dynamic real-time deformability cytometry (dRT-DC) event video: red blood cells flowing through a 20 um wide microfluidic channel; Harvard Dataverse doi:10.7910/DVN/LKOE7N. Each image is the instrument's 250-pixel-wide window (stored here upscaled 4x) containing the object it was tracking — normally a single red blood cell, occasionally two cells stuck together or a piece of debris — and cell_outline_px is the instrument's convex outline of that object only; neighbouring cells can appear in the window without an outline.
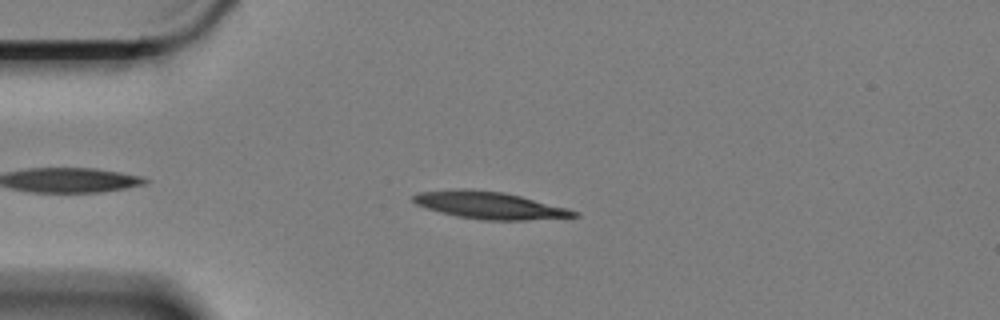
{"species": "Egyptian fruit bat (a non-hibernating species)", "species_latin": "Rousettus aegyptiacus", "temperature_condition": "cold", "stored_images_in_passage": 52, "camera_frame_rate_fps": 3000, "um_per_image_px": 0.085, "animal": {"sex": "female"}, "frame": {"image": 1, "passage_image": 7, "time_ms": 2.0, "image_size_px": [1000, 320], "cell_outline_px": [[580, 216], [528, 220], [480, 220], [456, 216], [440, 212], [416, 204], [412, 200], [412, 196], [420, 192], [460, 188], [472, 188], [504, 192], [568, 208], [580, 212]], "centroid_in_image_um": [41.62, 17.44], "position_along_channel_um": 43.4, "area_um2": 25.61}}
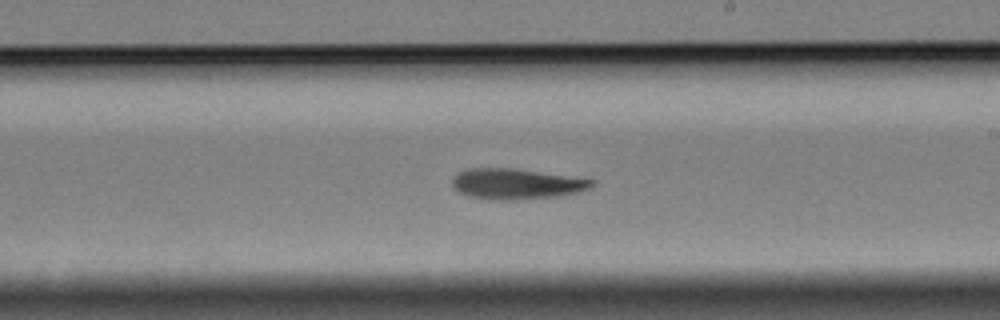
{"frame": {"image": 2, "passage_image": 27, "time_ms": 8.667, "image_size_px": [1000, 320], "cell_outline_px": [[596, 184], [592, 188], [580, 192], [560, 196], [512, 200], [488, 200], [468, 196], [460, 192], [452, 184], [452, 180], [464, 168], [516, 168], [584, 176], [596, 180]], "centroid_in_image_um": [44.05, 15.61], "position_along_channel_um": 245.0, "area_um2": 25.78}}
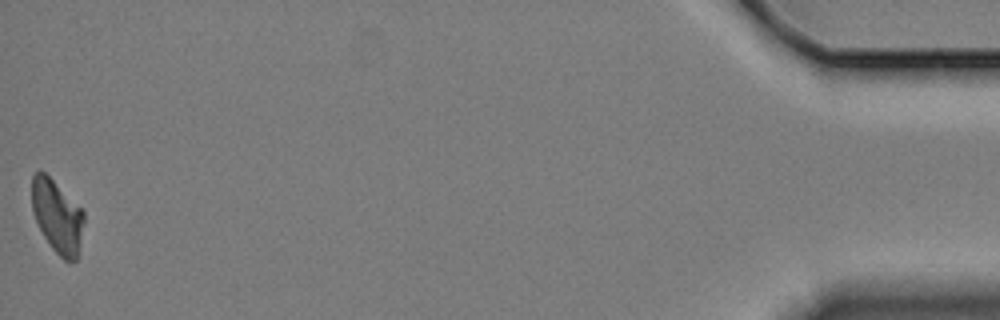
{"frame": {"image": 3, "passage_image": 52, "time_ms": 17.0, "image_size_px": [1000, 320], "cell_outline_px": [[84, 220], [76, 260], [64, 260], [52, 248], [44, 236], [36, 220], [32, 208], [32, 176], [36, 172], [44, 172], [84, 212]], "centroid_in_image_um": [4.85, 18.39], "position_along_channel_um": 430.4, "area_um2": 21.33}, "authors_computed_cell_mechanics": {"area_um2": 24.6806, "velocity_mm_per_s": 3.343, "shape_relaxation_time_tau1_ms": 3.8012, "shape_relaxation_time_tau2_ms": null, "deformation_change_tau1": 0.1368, "deformation_change_tau2": null}}